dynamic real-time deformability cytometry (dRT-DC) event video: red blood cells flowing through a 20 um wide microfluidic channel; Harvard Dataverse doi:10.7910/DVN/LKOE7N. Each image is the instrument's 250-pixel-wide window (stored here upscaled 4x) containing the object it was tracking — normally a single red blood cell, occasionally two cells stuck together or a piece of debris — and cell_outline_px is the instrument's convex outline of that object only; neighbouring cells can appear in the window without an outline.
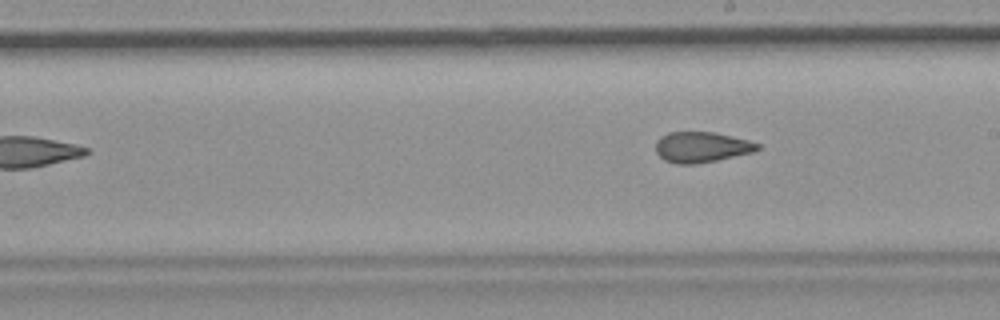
{"species": "common noctule bat (a hibernating species)", "species_latin": "Nyctalus noctula", "temperature_condition": "room temperature", "stored_images_in_passage": 7, "camera_frame_rate_fps": 3000, "um_per_image_px": 0.085, "animal": {"sex": "female", "body_mass_g": 19.9}, "frame": {"image": 1, "passage_image": 7, "time_ms": 7.0, "image_size_px": [1000, 320], "cell_outline_px": [[760, 148], [752, 152], [716, 160], [696, 164], [676, 164], [664, 160], [656, 152], [656, 140], [660, 136], [668, 132], [716, 132], [748, 140], [760, 144]], "centroid_in_image_um": [59.6, 12.5], "position_along_channel_um": 229.4, "area_um2": 18.15}}